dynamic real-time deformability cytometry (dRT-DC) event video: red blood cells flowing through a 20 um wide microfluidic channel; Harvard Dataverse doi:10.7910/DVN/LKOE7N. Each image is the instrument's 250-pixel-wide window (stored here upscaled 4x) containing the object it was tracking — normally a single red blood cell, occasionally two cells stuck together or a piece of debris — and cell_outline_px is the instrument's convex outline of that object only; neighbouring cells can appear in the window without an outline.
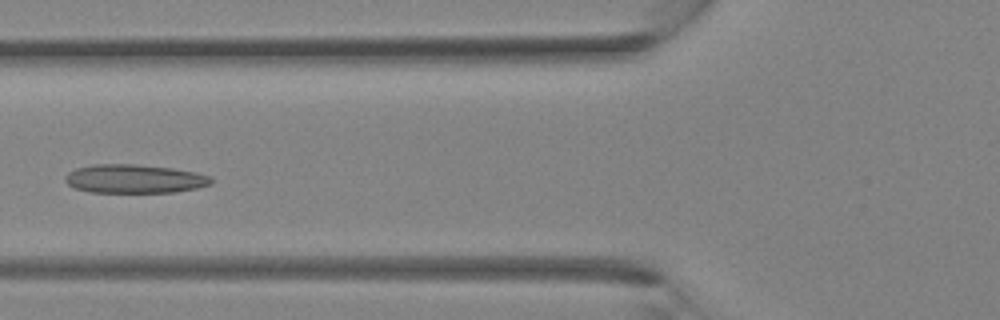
{"species": "Egyptian fruit bat (a non-hibernating species)", "species_latin": "Rousettus aegyptiacus", "temperature_condition": "room temperature", "stored_images_in_passage": 39, "camera_frame_rate_fps": 3000, "um_per_image_px": 0.085, "animal": {"sex": "female"}, "frame": {"image": 1, "passage_image": 15, "time_ms": 4.667, "image_size_px": [1000, 320], "cell_outline_px": [[212, 184], [196, 188], [176, 192], [88, 192], [76, 188], [68, 184], [64, 180], [64, 176], [68, 172], [76, 168], [92, 164], [136, 164], [172, 168], [196, 172], [212, 176]], "centroid_in_image_um": [11.43, 15.19], "position_along_channel_um": 114.4, "area_um2": 24.57}}
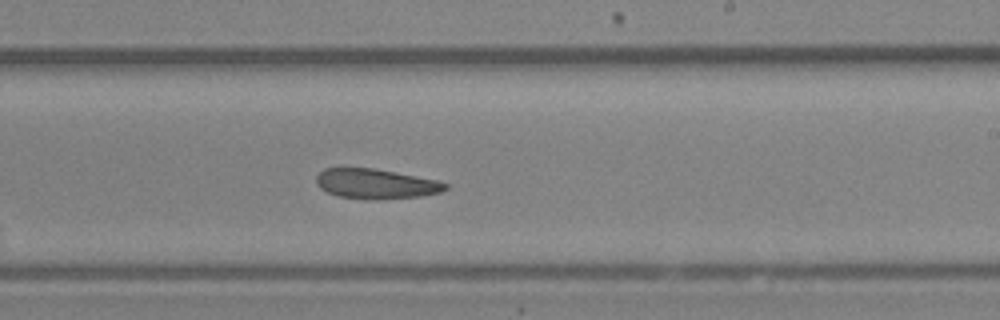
{"frame": {"image": 2, "passage_image": 23, "time_ms": 7.333, "image_size_px": [1000, 320], "cell_outline_px": [[448, 188], [440, 192], [424, 196], [380, 200], [336, 196], [320, 188], [316, 184], [316, 176], [324, 168], [372, 168], [436, 180], [448, 184]], "centroid_in_image_um": [31.94, 15.64], "position_along_channel_um": 257.1, "area_um2": 22.43}}
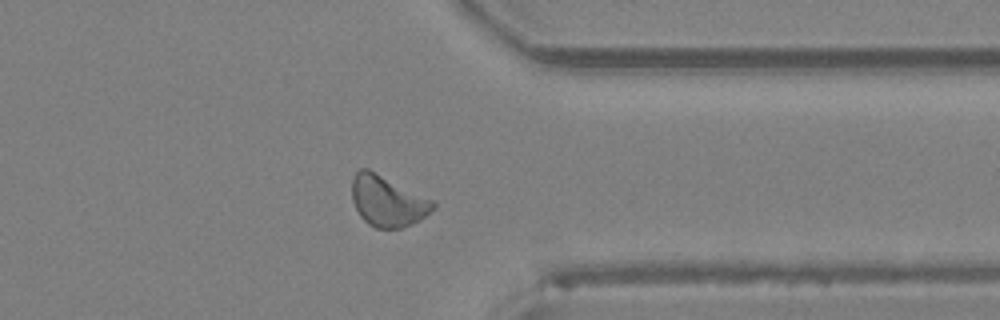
{"frame": {"image": 3, "passage_image": 30, "time_ms": 9.667, "image_size_px": [1000, 320], "cell_outline_px": [[436, 204], [424, 216], [412, 224], [400, 228], [376, 228], [368, 224], [360, 216], [352, 200], [352, 176], [360, 168], [368, 168], [432, 200]], "centroid_in_image_um": [32.88, 17.08], "position_along_channel_um": 378.5, "area_um2": 23.64}}